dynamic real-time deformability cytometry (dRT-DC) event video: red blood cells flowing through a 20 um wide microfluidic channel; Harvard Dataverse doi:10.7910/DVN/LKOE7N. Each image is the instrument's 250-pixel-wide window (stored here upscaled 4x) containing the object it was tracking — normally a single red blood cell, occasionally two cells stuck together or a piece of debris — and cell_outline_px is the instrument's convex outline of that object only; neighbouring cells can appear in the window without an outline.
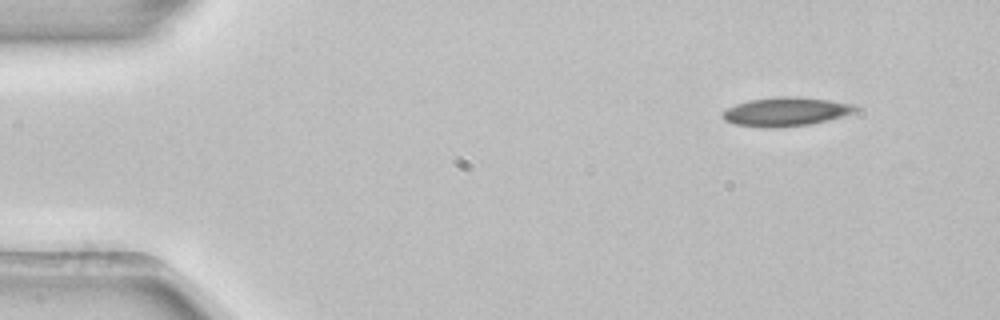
{"species": "common noctule bat (a hibernating species)", "species_latin": "Nyctalus noctula", "temperature_condition": "room temperature", "stored_images_in_passage": 4, "camera_frame_rate_fps": 3000, "um_per_image_px": 0.085, "animal": {"sex": "female", "body_mass_g": 22.7, "forearm_length_mm": 54.2}, "frame": {"image": 1, "passage_image": 1, "time_ms": 0.0, "image_size_px": [1000, 320], "cell_outline_px": [[860, 108], [856, 112], [828, 120], [808, 124], [776, 128], [764, 128], [736, 124], [724, 120], [720, 116], [720, 112], [736, 104], [748, 100], [780, 96], [796, 96], [828, 100], [856, 104]], "centroid_in_image_um": [66.79, 9.49], "position_along_channel_um": 18.2, "area_um2": 22.54}}
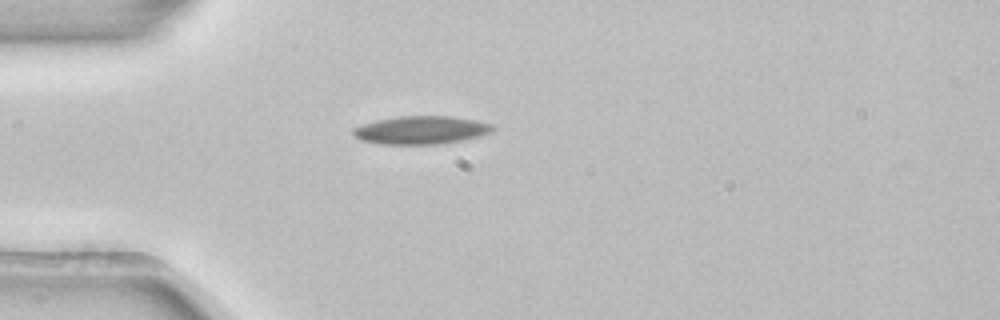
{"frame": {"image": 2, "passage_image": 3, "time_ms": 0.667, "image_size_px": [1000, 320], "cell_outline_px": [[496, 128], [492, 132], [480, 136], [464, 140], [440, 144], [384, 144], [360, 140], [352, 132], [352, 128], [376, 120], [400, 116], [452, 116], [492, 124]], "centroid_in_image_um": [35.82, 11.06], "position_along_channel_um": 49.2, "area_um2": 22.83}}